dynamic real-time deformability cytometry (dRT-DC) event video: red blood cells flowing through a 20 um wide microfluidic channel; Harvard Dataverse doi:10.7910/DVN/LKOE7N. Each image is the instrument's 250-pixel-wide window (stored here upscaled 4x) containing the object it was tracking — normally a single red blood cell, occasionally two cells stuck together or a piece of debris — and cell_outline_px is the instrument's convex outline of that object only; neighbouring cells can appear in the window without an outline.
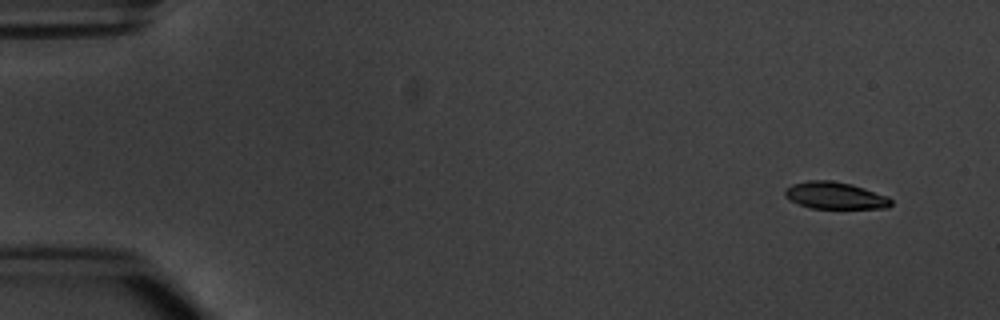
{"species": "common noctule bat (a hibernating species)", "species_latin": "Nyctalus noctula", "temperature_condition": "warm", "stored_images_in_passage": 4, "camera_frame_rate_fps": 3000, "um_per_image_px": 0.085, "animal": {"sex": "male", "body_mass_g": 20.1, "forearm_length_mm": 53.5}, "frame": {"image": 1, "passage_image": 1, "time_ms": 0.0, "image_size_px": [1000, 320], "cell_outline_px": [[892, 204], [888, 208], [808, 208], [784, 196], [784, 188], [792, 184], [808, 180], [832, 180], [852, 184], [888, 196], [892, 200]], "centroid_in_image_um": [70.98, 16.61], "position_along_channel_um": 14.0, "area_um2": 16.76}}
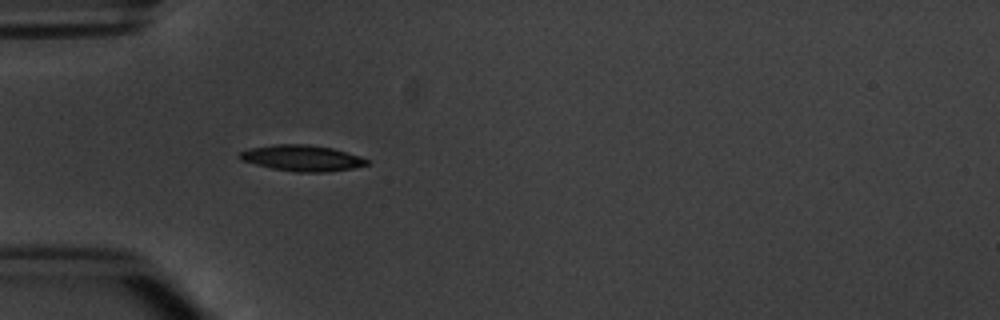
{"frame": {"image": 2, "passage_image": 4, "time_ms": 4.333, "image_size_px": [1000, 320], "cell_outline_px": [[368, 164], [352, 168], [324, 172], [296, 172], [272, 168], [240, 160], [236, 156], [240, 152], [248, 148], [276, 144], [308, 144], [332, 148], [360, 156], [368, 160]], "centroid_in_image_um": [25.63, 13.43], "position_along_channel_um": 59.4, "area_um2": 19.19}}